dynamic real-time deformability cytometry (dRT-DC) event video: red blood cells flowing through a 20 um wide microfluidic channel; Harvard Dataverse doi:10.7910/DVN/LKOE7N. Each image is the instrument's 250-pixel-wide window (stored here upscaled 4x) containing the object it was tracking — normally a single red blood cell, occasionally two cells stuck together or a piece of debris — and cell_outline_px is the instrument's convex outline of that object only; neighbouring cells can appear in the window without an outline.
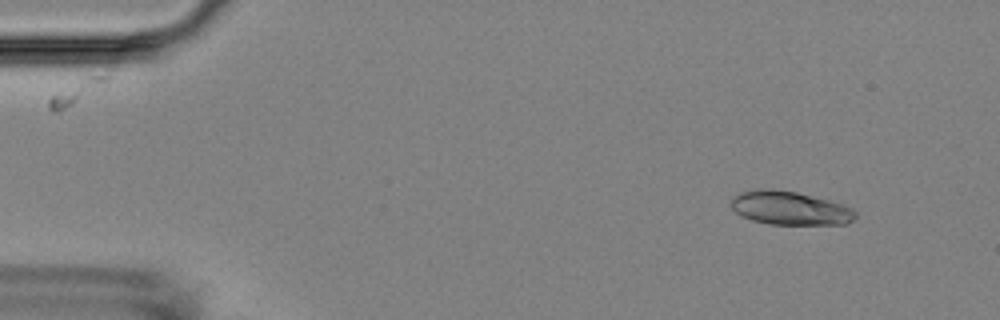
{"species": "Egyptian fruit bat (a non-hibernating species)", "species_latin": "Rousettus aegyptiacus", "temperature_condition": "room temperature", "stored_images_in_passage": 4, "camera_frame_rate_fps": 3000, "um_per_image_px": 0.085, "animal": {"sex": "female"}, "frame": {"image": 1, "passage_image": 1, "time_ms": 0.0, "image_size_px": [1000, 320], "cell_outline_px": [[856, 216], [852, 220], [844, 224], [768, 224], [752, 220], [736, 212], [732, 208], [728, 200], [732, 196], [740, 192], [760, 188], [772, 188], [796, 192], [828, 200], [852, 208], [856, 212]], "centroid_in_image_um": [67.08, 17.67], "position_along_channel_um": 17.9, "area_um2": 24.33}}
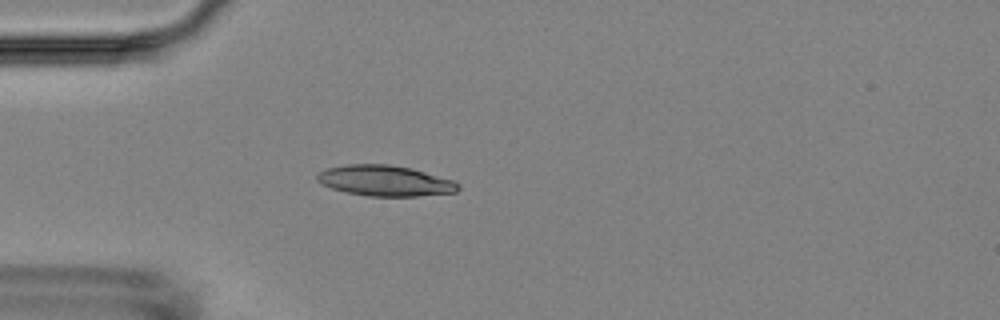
{"frame": {"image": 2, "passage_image": 4, "time_ms": 3.333, "image_size_px": [1000, 320], "cell_outline_px": [[460, 188], [456, 192], [416, 196], [368, 196], [348, 192], [332, 188], [316, 180], [316, 176], [320, 172], [328, 168], [348, 164], [388, 164], [412, 168], [452, 180], [460, 184]], "centroid_in_image_um": [32.75, 15.36], "position_along_channel_um": 52.2, "area_um2": 24.97}}